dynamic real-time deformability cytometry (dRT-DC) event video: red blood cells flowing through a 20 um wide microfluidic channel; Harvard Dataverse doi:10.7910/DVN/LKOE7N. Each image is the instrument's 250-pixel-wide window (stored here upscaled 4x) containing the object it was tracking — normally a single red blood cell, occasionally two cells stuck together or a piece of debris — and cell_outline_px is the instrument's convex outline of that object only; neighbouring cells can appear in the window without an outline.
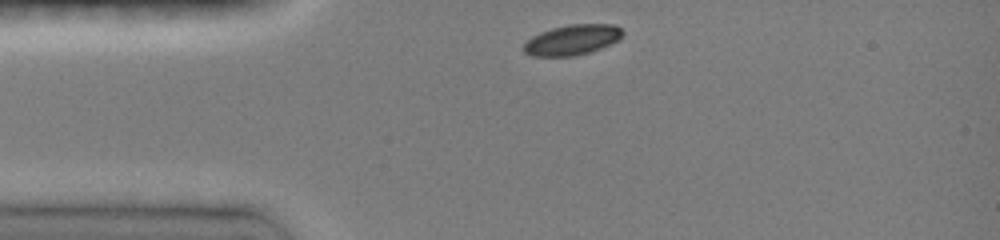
{"species": "common noctule bat (a hibernating species)", "species_latin": "Nyctalus noctula", "temperature_condition": "room temperature", "stored_images_in_passage": 9, "camera_frame_rate_fps": 3000, "um_per_image_px": 0.085, "animal": {"sex": "female", "body_mass_g": 19.0, "forearm_length_mm": 51.5}, "frame": {"image": 1, "passage_image": 1, "time_ms": 0.0, "image_size_px": [1000, 240], "cell_outline_px": [[624, 32], [620, 40], [600, 48], [576, 56], [532, 56], [524, 52], [524, 44], [532, 36], [540, 32], [552, 28], [568, 24], [616, 24]], "centroid_in_image_um": [48.66, 3.38], "position_along_channel_um": 36.3, "area_um2": 17.51}}
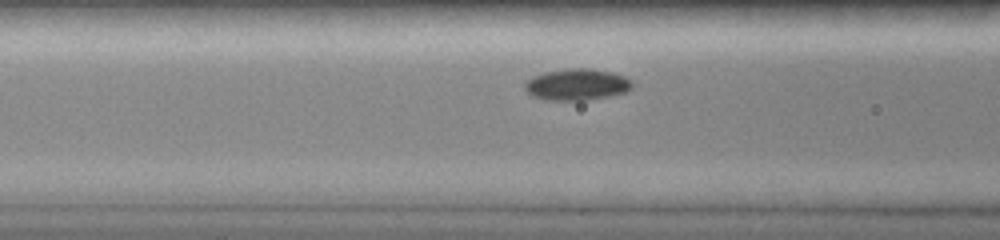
{"frame": {"image": 2, "passage_image": 8, "time_ms": 2.667, "image_size_px": [1000, 240], "cell_outline_px": [[632, 88], [628, 92], [588, 100], [544, 100], [532, 96], [524, 88], [524, 84], [532, 76], [544, 72], [568, 68], [592, 68], [612, 72], [624, 76], [632, 80]], "centroid_in_image_um": [49.05, 7.18], "position_along_channel_um": 117.6, "area_um2": 19.94}}